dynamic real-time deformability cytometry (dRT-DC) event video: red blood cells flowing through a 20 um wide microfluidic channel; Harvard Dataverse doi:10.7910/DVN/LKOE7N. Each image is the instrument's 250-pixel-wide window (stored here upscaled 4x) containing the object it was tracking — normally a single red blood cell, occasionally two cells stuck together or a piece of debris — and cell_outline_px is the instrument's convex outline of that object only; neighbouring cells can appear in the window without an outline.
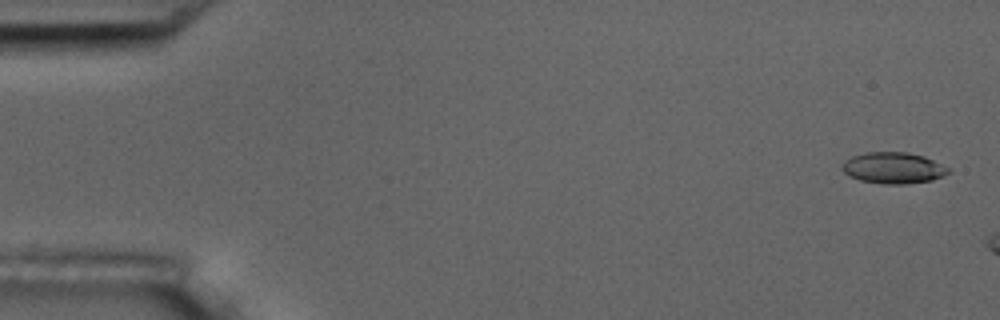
{"species": "common noctule bat (a hibernating species)", "species_latin": "Nyctalus noctula", "temperature_condition": "room temperature", "stored_images_in_passage": 12, "camera_frame_rate_fps": 3000, "um_per_image_px": 0.085, "animal": {"sex": "male", "body_mass_g": 17.5, "forearm_length_mm": 52.3}, "frame": {"image": 1, "passage_image": 2, "time_ms": 0.333, "image_size_px": [1000, 320], "cell_outline_px": [[952, 168], [944, 176], [932, 180], [904, 184], [880, 184], [860, 180], [848, 176], [840, 168], [844, 160], [852, 156], [864, 152], [908, 152], [924, 156]], "centroid_in_image_um": [75.92, 14.27], "position_along_channel_um": 9.1, "area_um2": 19.65}}